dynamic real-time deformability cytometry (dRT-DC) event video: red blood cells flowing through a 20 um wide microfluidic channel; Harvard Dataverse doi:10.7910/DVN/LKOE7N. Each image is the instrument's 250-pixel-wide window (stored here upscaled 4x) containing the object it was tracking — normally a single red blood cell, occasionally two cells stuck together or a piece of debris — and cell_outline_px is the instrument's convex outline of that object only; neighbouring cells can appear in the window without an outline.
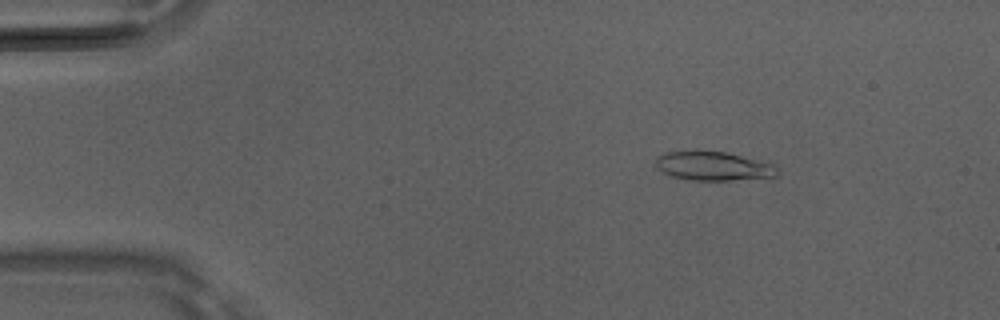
{"species": "Egyptian fruit bat (a non-hibernating species)", "species_latin": "Rousettus aegyptiacus", "temperature_condition": "room temperature", "stored_images_in_passage": 50, "camera_frame_rate_fps": 3000, "um_per_image_px": 0.085, "animal": {"sex": "male"}, "frame": {"image": 1, "passage_image": 8, "time_ms": 2.333, "image_size_px": [1000, 320], "cell_outline_px": [[780, 172], [776, 176], [732, 180], [688, 180], [672, 176], [656, 168], [656, 156], [664, 152], [728, 152], [772, 164]], "centroid_in_image_um": [60.61, 14.13], "position_along_channel_um": 24.4, "area_um2": 20.17}}
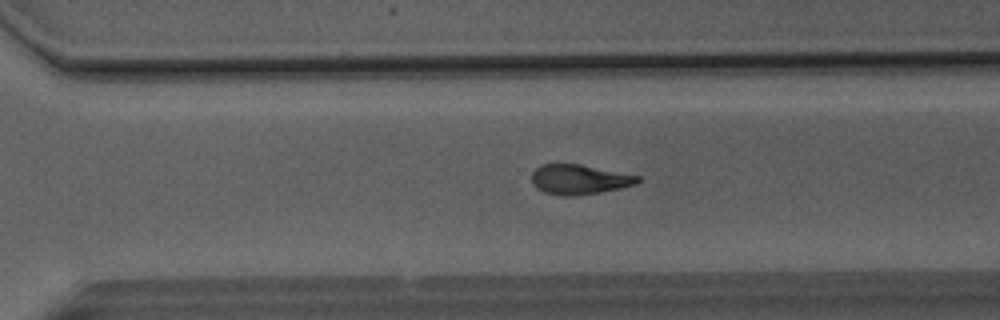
{"frame": {"image": 2, "passage_image": 35, "time_ms": 11.333, "image_size_px": [1000, 320], "cell_outline_px": [[640, 180], [636, 184], [620, 188], [600, 192], [576, 196], [564, 196], [544, 192], [536, 188], [532, 184], [532, 172], [540, 164], [580, 164], [640, 176]], "centroid_in_image_um": [49.21, 15.25], "position_along_channel_um": 321.4, "area_um2": 18.44}}
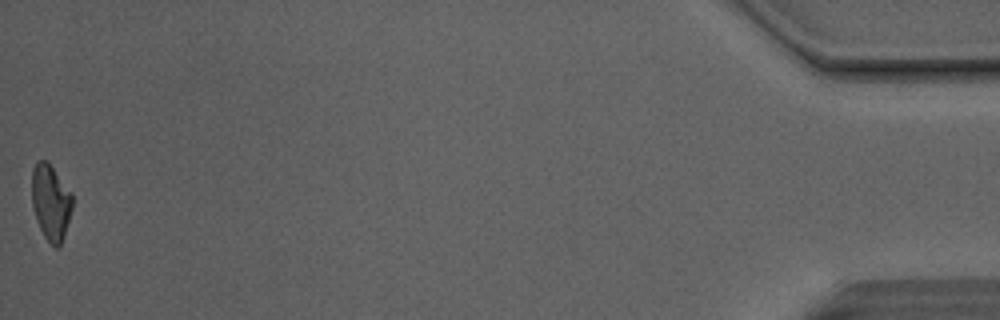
{"frame": {"image": 3, "passage_image": 50, "time_ms": 16.333, "image_size_px": [1000, 320], "cell_outline_px": [[72, 208], [64, 236], [60, 248], [56, 248], [44, 236], [36, 220], [32, 204], [32, 168], [36, 160], [48, 160], [72, 192]], "centroid_in_image_um": [4.31, 17.15], "position_along_channel_um": 430.9, "area_um2": 18.15}, "authors_computed_cell_mechanics": {"area_um2": 19.4497, "velocity_mm_per_s": 4.1681, "shape_relaxation_time_tau1_ms": 9.4521, "shape_relaxation_time_tau2_ms": 3.154, "deformation_change_tau1": 0.2707, "deformation_change_tau2": 0.1145}}